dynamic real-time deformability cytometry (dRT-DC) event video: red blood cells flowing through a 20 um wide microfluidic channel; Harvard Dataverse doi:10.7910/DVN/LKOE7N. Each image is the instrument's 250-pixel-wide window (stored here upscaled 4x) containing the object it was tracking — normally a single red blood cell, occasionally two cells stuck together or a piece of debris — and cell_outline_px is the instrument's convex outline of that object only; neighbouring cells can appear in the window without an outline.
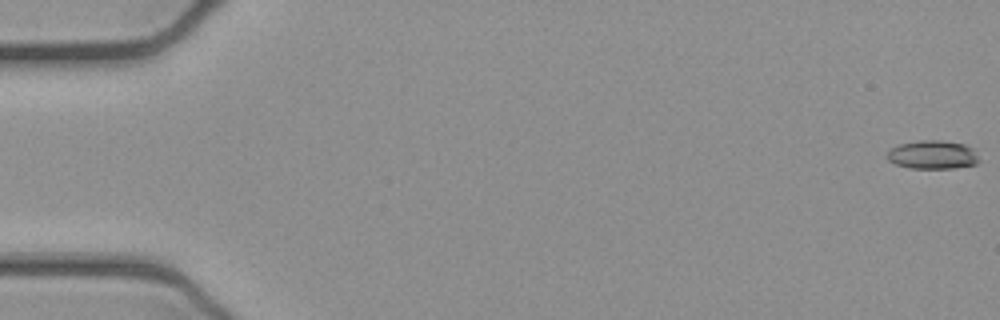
{"species": "common noctule bat (a hibernating species)", "species_latin": "Nyctalus noctula", "temperature_condition": "cold", "stored_images_in_passage": 53, "camera_frame_rate_fps": 3000, "um_per_image_px": 0.085, "animal": {"sex": "female", "body_mass_g": 21.9}, "frame": {"image": 1, "passage_image": 1, "time_ms": 0.0, "image_size_px": [1000, 320], "cell_outline_px": [[980, 160], [976, 164], [952, 168], [912, 168], [896, 164], [888, 160], [888, 152], [896, 144], [920, 140], [940, 140], [964, 144], [972, 148]], "centroid_in_image_um": [79.27, 13.14], "position_along_channel_um": 5.7, "area_um2": 15.2}}
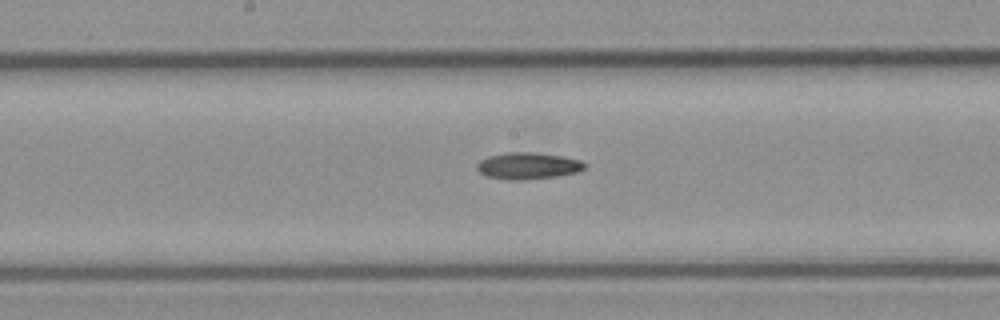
{"frame": {"image": 2, "passage_image": 28, "time_ms": 9.0, "image_size_px": [1000, 320], "cell_outline_px": [[588, 164], [580, 172], [556, 176], [520, 180], [516, 180], [484, 176], [476, 168], [476, 164], [480, 160], [488, 156], [508, 152], [532, 152], [560, 156], [580, 160]], "centroid_in_image_um": [44.87, 14.09], "position_along_channel_um": 203.3, "area_um2": 16.7}}
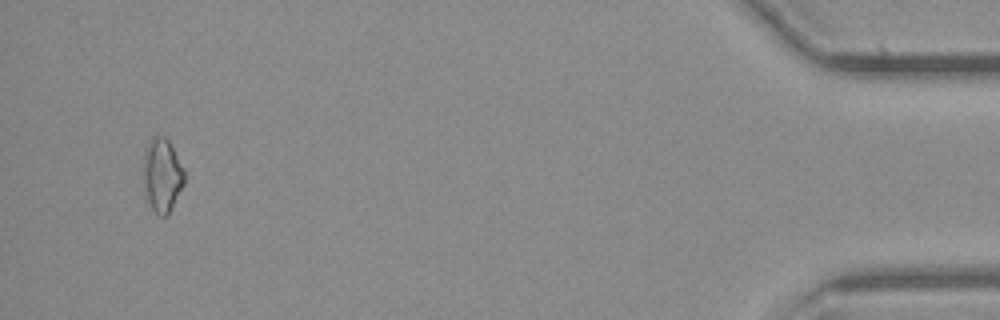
{"frame": {"image": 3, "passage_image": 51, "time_ms": 16.667, "image_size_px": [1000, 320], "cell_outline_px": [[184, 184], [168, 216], [160, 216], [152, 208], [144, 196], [144, 152], [152, 136], [164, 136], [168, 140], [184, 168]], "centroid_in_image_um": [13.78, 14.91], "position_along_channel_um": 421.4, "area_um2": 17.63}}